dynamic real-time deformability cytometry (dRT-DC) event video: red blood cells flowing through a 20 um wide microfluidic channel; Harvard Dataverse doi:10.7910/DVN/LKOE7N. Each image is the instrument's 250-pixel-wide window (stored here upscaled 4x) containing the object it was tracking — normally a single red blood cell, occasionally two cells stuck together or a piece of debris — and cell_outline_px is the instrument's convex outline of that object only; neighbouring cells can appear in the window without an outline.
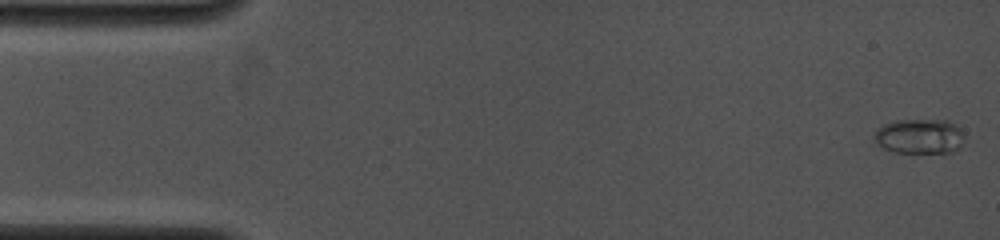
{"species": "common noctule bat (a hibernating species)", "species_latin": "Nyctalus noctula", "temperature_condition": "cold", "stored_images_in_passage": 31, "camera_frame_rate_fps": 4000, "um_per_image_px": 0.085, "animal": {"sex": "female", "body_mass_g": 19.0, "forearm_length_mm": 53.3}, "frame": {"image": 1, "passage_image": 1, "time_ms": 0.0, "image_size_px": [1000, 240], "cell_outline_px": [[964, 136], [960, 148], [952, 152], [896, 152], [884, 148], [876, 144], [872, 136], [884, 124], [896, 120], [948, 120], [956, 124], [960, 128]], "centroid_in_image_um": [78.17, 11.58], "position_along_channel_um": 6.8, "area_um2": 18.32}}
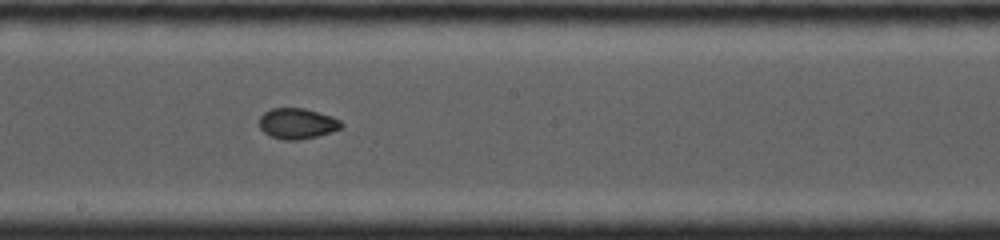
{"frame": {"image": 2, "passage_image": 18, "time_ms": 8.25, "image_size_px": [1000, 240], "cell_outline_px": [[344, 124], [340, 128], [332, 132], [300, 140], [284, 140], [272, 136], [264, 132], [260, 128], [260, 116], [264, 112], [272, 108], [304, 108], [332, 116], [340, 120]], "centroid_in_image_um": [25.28, 10.49], "position_along_channel_um": 222.9, "area_um2": 14.62}}
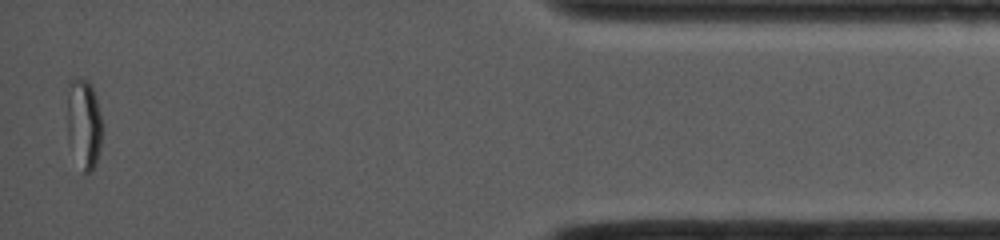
{"frame": {"image": 3, "passage_image": 31, "time_ms": 14.5, "image_size_px": [1000, 240], "cell_outline_px": [[100, 148], [96, 164], [92, 172], [84, 172], [68, 140], [64, 88], [68, 80], [80, 76], [88, 80], [92, 88], [96, 100], [100, 116]], "centroid_in_image_um": [7.04, 10.37], "position_along_channel_um": 428.2, "area_um2": 18.67}, "authors_computed_cell_mechanics": {"area_um2": 15.3748, "velocity_mm_per_s": 4.1635, "shape_relaxation_time_tau1_ms": 8.9487, "shape_relaxation_time_tau2_ms": null, "deformation_change_tau1": 0.1911, "deformation_change_tau2": null}}